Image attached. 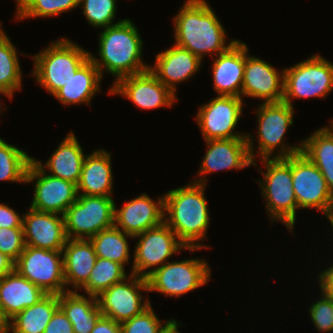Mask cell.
Here are the masks:
<instances>
[{
    "instance_id": "16",
    "label": "cell",
    "mask_w": 333,
    "mask_h": 333,
    "mask_svg": "<svg viewBox=\"0 0 333 333\" xmlns=\"http://www.w3.org/2000/svg\"><path fill=\"white\" fill-rule=\"evenodd\" d=\"M35 181L34 196L30 208L64 215L77 200V185L64 179L46 175L33 160L26 173V183Z\"/></svg>"
},
{
    "instance_id": "38",
    "label": "cell",
    "mask_w": 333,
    "mask_h": 333,
    "mask_svg": "<svg viewBox=\"0 0 333 333\" xmlns=\"http://www.w3.org/2000/svg\"><path fill=\"white\" fill-rule=\"evenodd\" d=\"M321 294L320 300L312 303L308 309L309 315L319 332L330 333L333 330V297Z\"/></svg>"
},
{
    "instance_id": "43",
    "label": "cell",
    "mask_w": 333,
    "mask_h": 333,
    "mask_svg": "<svg viewBox=\"0 0 333 333\" xmlns=\"http://www.w3.org/2000/svg\"><path fill=\"white\" fill-rule=\"evenodd\" d=\"M321 292L333 297V265L318 275Z\"/></svg>"
},
{
    "instance_id": "12",
    "label": "cell",
    "mask_w": 333,
    "mask_h": 333,
    "mask_svg": "<svg viewBox=\"0 0 333 333\" xmlns=\"http://www.w3.org/2000/svg\"><path fill=\"white\" fill-rule=\"evenodd\" d=\"M292 184L298 209L312 208L333 214V194L326 180L314 163L302 152L292 155Z\"/></svg>"
},
{
    "instance_id": "41",
    "label": "cell",
    "mask_w": 333,
    "mask_h": 333,
    "mask_svg": "<svg viewBox=\"0 0 333 333\" xmlns=\"http://www.w3.org/2000/svg\"><path fill=\"white\" fill-rule=\"evenodd\" d=\"M23 216L9 207V204L0 203V228H23Z\"/></svg>"
},
{
    "instance_id": "13",
    "label": "cell",
    "mask_w": 333,
    "mask_h": 333,
    "mask_svg": "<svg viewBox=\"0 0 333 333\" xmlns=\"http://www.w3.org/2000/svg\"><path fill=\"white\" fill-rule=\"evenodd\" d=\"M141 290L148 293L146 278L130 273L97 296L102 315L121 324L142 313L151 304L149 298L142 300Z\"/></svg>"
},
{
    "instance_id": "1",
    "label": "cell",
    "mask_w": 333,
    "mask_h": 333,
    "mask_svg": "<svg viewBox=\"0 0 333 333\" xmlns=\"http://www.w3.org/2000/svg\"><path fill=\"white\" fill-rule=\"evenodd\" d=\"M173 18L175 44L203 60L226 51L235 39L226 43V30L207 0H187ZM212 54V55H211Z\"/></svg>"
},
{
    "instance_id": "40",
    "label": "cell",
    "mask_w": 333,
    "mask_h": 333,
    "mask_svg": "<svg viewBox=\"0 0 333 333\" xmlns=\"http://www.w3.org/2000/svg\"><path fill=\"white\" fill-rule=\"evenodd\" d=\"M44 333H74V329L64 312L58 308L46 326Z\"/></svg>"
},
{
    "instance_id": "29",
    "label": "cell",
    "mask_w": 333,
    "mask_h": 333,
    "mask_svg": "<svg viewBox=\"0 0 333 333\" xmlns=\"http://www.w3.org/2000/svg\"><path fill=\"white\" fill-rule=\"evenodd\" d=\"M59 308V295L46 294L36 304L25 308L5 326L2 333H44L54 312Z\"/></svg>"
},
{
    "instance_id": "24",
    "label": "cell",
    "mask_w": 333,
    "mask_h": 333,
    "mask_svg": "<svg viewBox=\"0 0 333 333\" xmlns=\"http://www.w3.org/2000/svg\"><path fill=\"white\" fill-rule=\"evenodd\" d=\"M62 254L66 292L77 291L88 282L97 254L91 241L86 239H68ZM69 285L74 289H68Z\"/></svg>"
},
{
    "instance_id": "47",
    "label": "cell",
    "mask_w": 333,
    "mask_h": 333,
    "mask_svg": "<svg viewBox=\"0 0 333 333\" xmlns=\"http://www.w3.org/2000/svg\"><path fill=\"white\" fill-rule=\"evenodd\" d=\"M0 333H2V315L0 312Z\"/></svg>"
},
{
    "instance_id": "18",
    "label": "cell",
    "mask_w": 333,
    "mask_h": 333,
    "mask_svg": "<svg viewBox=\"0 0 333 333\" xmlns=\"http://www.w3.org/2000/svg\"><path fill=\"white\" fill-rule=\"evenodd\" d=\"M279 72L259 57L250 56L246 44L241 98L245 96L259 98L260 100L263 99L262 102L264 103L283 101L284 70Z\"/></svg>"
},
{
    "instance_id": "25",
    "label": "cell",
    "mask_w": 333,
    "mask_h": 333,
    "mask_svg": "<svg viewBox=\"0 0 333 333\" xmlns=\"http://www.w3.org/2000/svg\"><path fill=\"white\" fill-rule=\"evenodd\" d=\"M111 166V153L104 149L94 150L86 155L77 192L79 195L112 197L113 175Z\"/></svg>"
},
{
    "instance_id": "6",
    "label": "cell",
    "mask_w": 333,
    "mask_h": 333,
    "mask_svg": "<svg viewBox=\"0 0 333 333\" xmlns=\"http://www.w3.org/2000/svg\"><path fill=\"white\" fill-rule=\"evenodd\" d=\"M256 111L258 118V155L260 159L288 158L302 151L299 145H287L284 136L293 125L294 109L284 101L262 103ZM279 149L278 154L273 153ZM275 154V155H274ZM274 155V156H273ZM272 156V157H271Z\"/></svg>"
},
{
    "instance_id": "32",
    "label": "cell",
    "mask_w": 333,
    "mask_h": 333,
    "mask_svg": "<svg viewBox=\"0 0 333 333\" xmlns=\"http://www.w3.org/2000/svg\"><path fill=\"white\" fill-rule=\"evenodd\" d=\"M16 46L8 35H0V88L5 89L13 97L22 88V72L18 61Z\"/></svg>"
},
{
    "instance_id": "28",
    "label": "cell",
    "mask_w": 333,
    "mask_h": 333,
    "mask_svg": "<svg viewBox=\"0 0 333 333\" xmlns=\"http://www.w3.org/2000/svg\"><path fill=\"white\" fill-rule=\"evenodd\" d=\"M59 308L72 323L74 333H91L102 316L97 297H86L78 291L59 294Z\"/></svg>"
},
{
    "instance_id": "48",
    "label": "cell",
    "mask_w": 333,
    "mask_h": 333,
    "mask_svg": "<svg viewBox=\"0 0 333 333\" xmlns=\"http://www.w3.org/2000/svg\"><path fill=\"white\" fill-rule=\"evenodd\" d=\"M2 24H1V22H0V35L4 32L2 29V26H1Z\"/></svg>"
},
{
    "instance_id": "36",
    "label": "cell",
    "mask_w": 333,
    "mask_h": 333,
    "mask_svg": "<svg viewBox=\"0 0 333 333\" xmlns=\"http://www.w3.org/2000/svg\"><path fill=\"white\" fill-rule=\"evenodd\" d=\"M79 6V0H29L26 5L16 13L18 20L25 18H40L58 16Z\"/></svg>"
},
{
    "instance_id": "21",
    "label": "cell",
    "mask_w": 333,
    "mask_h": 333,
    "mask_svg": "<svg viewBox=\"0 0 333 333\" xmlns=\"http://www.w3.org/2000/svg\"><path fill=\"white\" fill-rule=\"evenodd\" d=\"M246 61V43L236 40L214 60L213 89L217 95L241 98V89Z\"/></svg>"
},
{
    "instance_id": "19",
    "label": "cell",
    "mask_w": 333,
    "mask_h": 333,
    "mask_svg": "<svg viewBox=\"0 0 333 333\" xmlns=\"http://www.w3.org/2000/svg\"><path fill=\"white\" fill-rule=\"evenodd\" d=\"M154 201L143 193L118 210L115 204L114 225L126 234L136 236L164 222V196Z\"/></svg>"
},
{
    "instance_id": "9",
    "label": "cell",
    "mask_w": 333,
    "mask_h": 333,
    "mask_svg": "<svg viewBox=\"0 0 333 333\" xmlns=\"http://www.w3.org/2000/svg\"><path fill=\"white\" fill-rule=\"evenodd\" d=\"M134 238H138V242L134 246L131 274L144 278L155 269L162 267L173 254L182 251V249L193 252L194 250L203 249L186 247L165 222L134 236Z\"/></svg>"
},
{
    "instance_id": "39",
    "label": "cell",
    "mask_w": 333,
    "mask_h": 333,
    "mask_svg": "<svg viewBox=\"0 0 333 333\" xmlns=\"http://www.w3.org/2000/svg\"><path fill=\"white\" fill-rule=\"evenodd\" d=\"M23 228H0V252L17 261L24 251Z\"/></svg>"
},
{
    "instance_id": "11",
    "label": "cell",
    "mask_w": 333,
    "mask_h": 333,
    "mask_svg": "<svg viewBox=\"0 0 333 333\" xmlns=\"http://www.w3.org/2000/svg\"><path fill=\"white\" fill-rule=\"evenodd\" d=\"M15 270L46 294L66 292L62 251L25 246Z\"/></svg>"
},
{
    "instance_id": "15",
    "label": "cell",
    "mask_w": 333,
    "mask_h": 333,
    "mask_svg": "<svg viewBox=\"0 0 333 333\" xmlns=\"http://www.w3.org/2000/svg\"><path fill=\"white\" fill-rule=\"evenodd\" d=\"M252 137L253 135L250 137L248 134L246 138L205 141L207 150L197 173L200 177L198 180H193V182L205 185V182L208 181L205 175L215 171L238 170L252 165L257 167L255 158L257 153L253 149Z\"/></svg>"
},
{
    "instance_id": "35",
    "label": "cell",
    "mask_w": 333,
    "mask_h": 333,
    "mask_svg": "<svg viewBox=\"0 0 333 333\" xmlns=\"http://www.w3.org/2000/svg\"><path fill=\"white\" fill-rule=\"evenodd\" d=\"M120 325L122 333H173L181 324L174 318L162 324L150 305L142 313Z\"/></svg>"
},
{
    "instance_id": "33",
    "label": "cell",
    "mask_w": 333,
    "mask_h": 333,
    "mask_svg": "<svg viewBox=\"0 0 333 333\" xmlns=\"http://www.w3.org/2000/svg\"><path fill=\"white\" fill-rule=\"evenodd\" d=\"M32 158L26 151L0 137V181L26 183V173Z\"/></svg>"
},
{
    "instance_id": "3",
    "label": "cell",
    "mask_w": 333,
    "mask_h": 333,
    "mask_svg": "<svg viewBox=\"0 0 333 333\" xmlns=\"http://www.w3.org/2000/svg\"><path fill=\"white\" fill-rule=\"evenodd\" d=\"M99 58L90 53V59L101 76L108 72L119 79L144 72L149 69L142 60L143 40L136 26L129 19L109 26L99 33Z\"/></svg>"
},
{
    "instance_id": "23",
    "label": "cell",
    "mask_w": 333,
    "mask_h": 333,
    "mask_svg": "<svg viewBox=\"0 0 333 333\" xmlns=\"http://www.w3.org/2000/svg\"><path fill=\"white\" fill-rule=\"evenodd\" d=\"M46 295L39 287L16 270L0 278V312L2 332L16 314L36 304Z\"/></svg>"
},
{
    "instance_id": "30",
    "label": "cell",
    "mask_w": 333,
    "mask_h": 333,
    "mask_svg": "<svg viewBox=\"0 0 333 333\" xmlns=\"http://www.w3.org/2000/svg\"><path fill=\"white\" fill-rule=\"evenodd\" d=\"M330 126V127H329ZM302 141V153L320 170L333 194V120Z\"/></svg>"
},
{
    "instance_id": "31",
    "label": "cell",
    "mask_w": 333,
    "mask_h": 333,
    "mask_svg": "<svg viewBox=\"0 0 333 333\" xmlns=\"http://www.w3.org/2000/svg\"><path fill=\"white\" fill-rule=\"evenodd\" d=\"M133 236L124 233L122 230L113 225L94 235L91 241L97 257L109 259L121 264L123 267L130 260V249L127 238Z\"/></svg>"
},
{
    "instance_id": "7",
    "label": "cell",
    "mask_w": 333,
    "mask_h": 333,
    "mask_svg": "<svg viewBox=\"0 0 333 333\" xmlns=\"http://www.w3.org/2000/svg\"><path fill=\"white\" fill-rule=\"evenodd\" d=\"M333 91V63L318 54L284 69L283 101L292 98H325Z\"/></svg>"
},
{
    "instance_id": "45",
    "label": "cell",
    "mask_w": 333,
    "mask_h": 333,
    "mask_svg": "<svg viewBox=\"0 0 333 333\" xmlns=\"http://www.w3.org/2000/svg\"><path fill=\"white\" fill-rule=\"evenodd\" d=\"M29 0H15V2H17V9H16V13H18L28 2Z\"/></svg>"
},
{
    "instance_id": "4",
    "label": "cell",
    "mask_w": 333,
    "mask_h": 333,
    "mask_svg": "<svg viewBox=\"0 0 333 333\" xmlns=\"http://www.w3.org/2000/svg\"><path fill=\"white\" fill-rule=\"evenodd\" d=\"M266 171L259 181L265 198L266 212L271 221H281L290 232L296 222L298 204L292 184V156L288 158L261 159Z\"/></svg>"
},
{
    "instance_id": "46",
    "label": "cell",
    "mask_w": 333,
    "mask_h": 333,
    "mask_svg": "<svg viewBox=\"0 0 333 333\" xmlns=\"http://www.w3.org/2000/svg\"><path fill=\"white\" fill-rule=\"evenodd\" d=\"M0 94L3 95V96L5 95L6 98H9L10 100H12L11 94L9 92H7L5 89L0 88ZM2 109L3 108L0 104V113H2V111H3Z\"/></svg>"
},
{
    "instance_id": "8",
    "label": "cell",
    "mask_w": 333,
    "mask_h": 333,
    "mask_svg": "<svg viewBox=\"0 0 333 333\" xmlns=\"http://www.w3.org/2000/svg\"><path fill=\"white\" fill-rule=\"evenodd\" d=\"M114 213L112 197L78 195L63 215L67 238L89 240L114 225Z\"/></svg>"
},
{
    "instance_id": "42",
    "label": "cell",
    "mask_w": 333,
    "mask_h": 333,
    "mask_svg": "<svg viewBox=\"0 0 333 333\" xmlns=\"http://www.w3.org/2000/svg\"><path fill=\"white\" fill-rule=\"evenodd\" d=\"M91 333H122L121 325L113 319L101 316Z\"/></svg>"
},
{
    "instance_id": "27",
    "label": "cell",
    "mask_w": 333,
    "mask_h": 333,
    "mask_svg": "<svg viewBox=\"0 0 333 333\" xmlns=\"http://www.w3.org/2000/svg\"><path fill=\"white\" fill-rule=\"evenodd\" d=\"M101 73L89 58L53 96L63 105H90L92 97L100 91Z\"/></svg>"
},
{
    "instance_id": "10",
    "label": "cell",
    "mask_w": 333,
    "mask_h": 333,
    "mask_svg": "<svg viewBox=\"0 0 333 333\" xmlns=\"http://www.w3.org/2000/svg\"><path fill=\"white\" fill-rule=\"evenodd\" d=\"M210 266L202 259L170 261L155 269L146 277L148 292H160L165 296L180 297L208 283Z\"/></svg>"
},
{
    "instance_id": "17",
    "label": "cell",
    "mask_w": 333,
    "mask_h": 333,
    "mask_svg": "<svg viewBox=\"0 0 333 333\" xmlns=\"http://www.w3.org/2000/svg\"><path fill=\"white\" fill-rule=\"evenodd\" d=\"M110 87L108 94L122 95L144 110L171 107L175 103L174 101L178 100L176 95L149 69L123 77Z\"/></svg>"
},
{
    "instance_id": "26",
    "label": "cell",
    "mask_w": 333,
    "mask_h": 333,
    "mask_svg": "<svg viewBox=\"0 0 333 333\" xmlns=\"http://www.w3.org/2000/svg\"><path fill=\"white\" fill-rule=\"evenodd\" d=\"M85 157L76 135L70 131L45 164L34 158L32 160L43 171L51 172L48 174L77 185Z\"/></svg>"
},
{
    "instance_id": "14",
    "label": "cell",
    "mask_w": 333,
    "mask_h": 333,
    "mask_svg": "<svg viewBox=\"0 0 333 333\" xmlns=\"http://www.w3.org/2000/svg\"><path fill=\"white\" fill-rule=\"evenodd\" d=\"M244 100L240 97L217 95L198 108L195 116L205 141L246 138V133L233 132L242 116Z\"/></svg>"
},
{
    "instance_id": "22",
    "label": "cell",
    "mask_w": 333,
    "mask_h": 333,
    "mask_svg": "<svg viewBox=\"0 0 333 333\" xmlns=\"http://www.w3.org/2000/svg\"><path fill=\"white\" fill-rule=\"evenodd\" d=\"M202 60L189 50L174 45L158 53L155 64L149 66V70L167 88L176 94V85L191 78L201 68Z\"/></svg>"
},
{
    "instance_id": "2",
    "label": "cell",
    "mask_w": 333,
    "mask_h": 333,
    "mask_svg": "<svg viewBox=\"0 0 333 333\" xmlns=\"http://www.w3.org/2000/svg\"><path fill=\"white\" fill-rule=\"evenodd\" d=\"M205 187L206 184L192 182L163 195L164 222L186 247L208 248L196 243L207 236L210 225Z\"/></svg>"
},
{
    "instance_id": "37",
    "label": "cell",
    "mask_w": 333,
    "mask_h": 333,
    "mask_svg": "<svg viewBox=\"0 0 333 333\" xmlns=\"http://www.w3.org/2000/svg\"><path fill=\"white\" fill-rule=\"evenodd\" d=\"M117 0H79V6L83 8L86 21L96 28H107L118 24L125 19L113 23L116 16Z\"/></svg>"
},
{
    "instance_id": "34",
    "label": "cell",
    "mask_w": 333,
    "mask_h": 333,
    "mask_svg": "<svg viewBox=\"0 0 333 333\" xmlns=\"http://www.w3.org/2000/svg\"><path fill=\"white\" fill-rule=\"evenodd\" d=\"M121 264L98 257L88 282L82 287L87 295L97 297L113 284L123 281L126 275Z\"/></svg>"
},
{
    "instance_id": "5",
    "label": "cell",
    "mask_w": 333,
    "mask_h": 333,
    "mask_svg": "<svg viewBox=\"0 0 333 333\" xmlns=\"http://www.w3.org/2000/svg\"><path fill=\"white\" fill-rule=\"evenodd\" d=\"M89 58V51L61 38L32 56L34 69L31 75L35 76L37 84L54 95Z\"/></svg>"
},
{
    "instance_id": "44",
    "label": "cell",
    "mask_w": 333,
    "mask_h": 333,
    "mask_svg": "<svg viewBox=\"0 0 333 333\" xmlns=\"http://www.w3.org/2000/svg\"><path fill=\"white\" fill-rule=\"evenodd\" d=\"M15 270V262L7 255L0 252V278Z\"/></svg>"
},
{
    "instance_id": "20",
    "label": "cell",
    "mask_w": 333,
    "mask_h": 333,
    "mask_svg": "<svg viewBox=\"0 0 333 333\" xmlns=\"http://www.w3.org/2000/svg\"><path fill=\"white\" fill-rule=\"evenodd\" d=\"M22 226L25 246L62 251L68 240L63 215L29 208Z\"/></svg>"
},
{
    "instance_id": "49",
    "label": "cell",
    "mask_w": 333,
    "mask_h": 333,
    "mask_svg": "<svg viewBox=\"0 0 333 333\" xmlns=\"http://www.w3.org/2000/svg\"><path fill=\"white\" fill-rule=\"evenodd\" d=\"M173 333H180V332L178 331V329H176Z\"/></svg>"
}]
</instances>
